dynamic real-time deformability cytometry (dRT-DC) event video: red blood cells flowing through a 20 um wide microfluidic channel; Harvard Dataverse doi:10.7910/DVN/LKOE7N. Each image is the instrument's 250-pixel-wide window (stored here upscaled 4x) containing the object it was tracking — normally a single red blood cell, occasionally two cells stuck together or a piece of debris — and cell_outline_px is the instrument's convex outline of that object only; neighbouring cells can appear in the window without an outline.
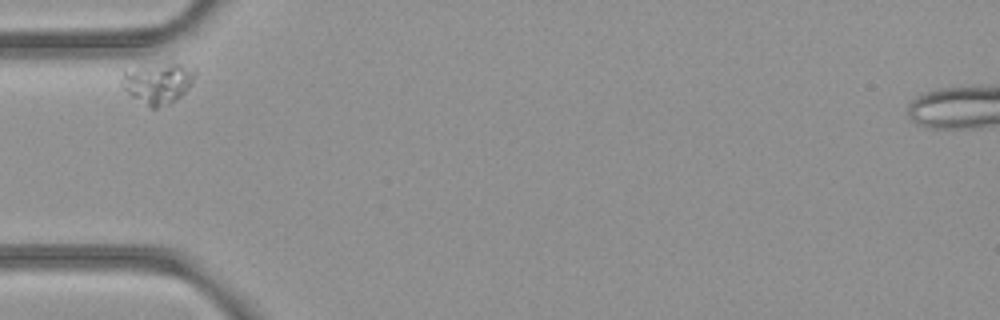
{"species": "common noctule bat (a hibernating species)", "species_latin": "Nyctalus noctula", "temperature_condition": "room temperature", "stored_images_in_passage": 5, "camera_frame_rate_fps": 3000, "um_per_image_px": 0.085, "animal": {"sex": "female", "body_mass_g": 21.9}, "frame": {"image": 1, "passage_image": 1, "time_ms": 0.0, "image_size_px": [1000, 320], "cell_outline_px": [[196, 72], [188, 88], [180, 96], [168, 104], [156, 108], [152, 108], [132, 96], [120, 84], [124, 72], [172, 60], [196, 68]], "centroid_in_image_um": [13.48, 7.02], "position_along_channel_um": 71.5, "area_um2": 17.22}}
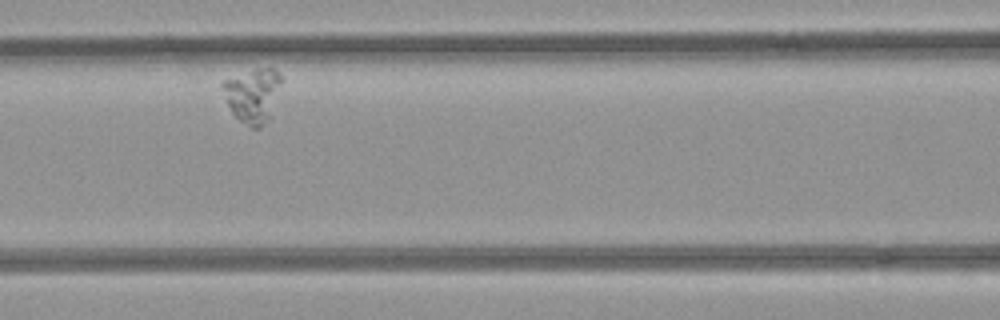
{"frame": {"image": 2, "passage_image": 3, "time_ms": 0.667, "image_size_px": [1000, 320], "cell_outline_px": [[284, 80], [268, 116], [260, 128], [252, 128], [240, 120], [232, 112], [228, 104], [220, 84], [224, 80], [256, 68], [272, 68]], "centroid_in_image_um": [21.47, 8.06], "position_along_channel_um": 145.1, "area_um2": 18.03}}
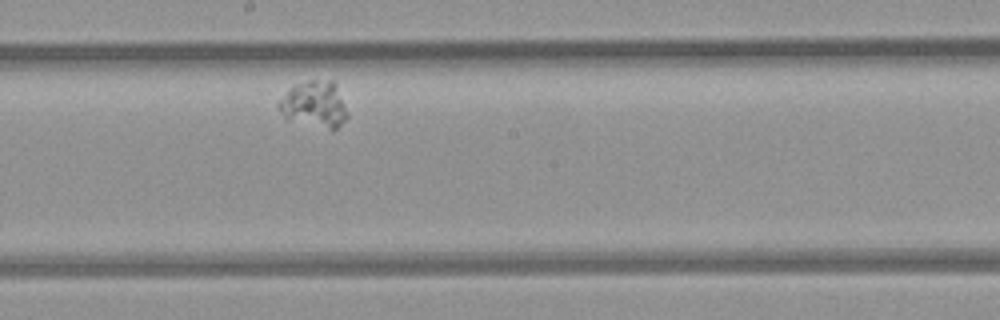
{"frame": {"image": 3, "passage_image": 5, "time_ms": 1.333, "image_size_px": [1000, 320], "cell_outline_px": [[348, 116], [332, 132], [288, 120], [276, 108], [276, 104], [288, 88], [296, 84], [308, 80], [332, 80], [336, 84]], "centroid_in_image_um": [26.67, 8.9], "position_along_channel_um": 221.5, "area_um2": 18.96}}